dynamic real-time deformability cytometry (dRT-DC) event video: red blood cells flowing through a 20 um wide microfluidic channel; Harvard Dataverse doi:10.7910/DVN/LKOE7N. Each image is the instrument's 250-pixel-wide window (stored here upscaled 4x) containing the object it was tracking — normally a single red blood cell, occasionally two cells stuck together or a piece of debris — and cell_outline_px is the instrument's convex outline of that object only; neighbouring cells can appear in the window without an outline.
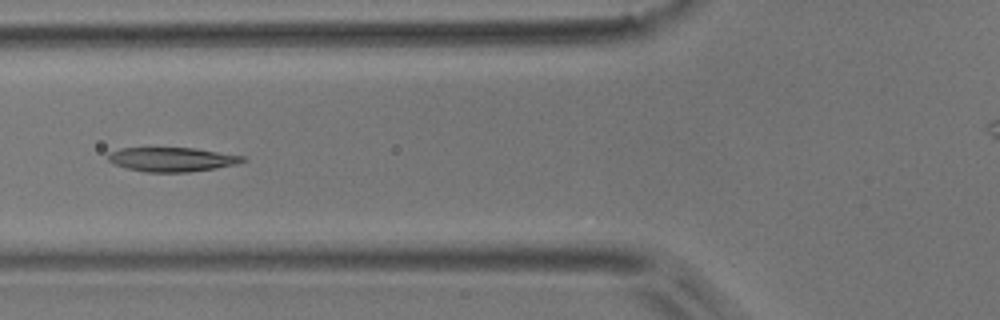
{"species": "common noctule bat (a hibernating species)", "species_latin": "Nyctalus noctula", "temperature_condition": "room temperature", "stored_images_in_passage": 13, "camera_frame_rate_fps": 3000, "um_per_image_px": 0.085, "animal": {"sex": "male", "body_mass_g": 17.9}, "frame": {"image": 1, "passage_image": 4, "time_ms": 1.0, "image_size_px": [1000, 320], "cell_outline_px": [[248, 160], [236, 164], [216, 168], [188, 172], [144, 172], [112, 164], [108, 160], [108, 152], [120, 148], [196, 148], [244, 156]], "centroid_in_image_um": [14.61, 13.55], "position_along_channel_um": 111.2, "area_um2": 19.07}}
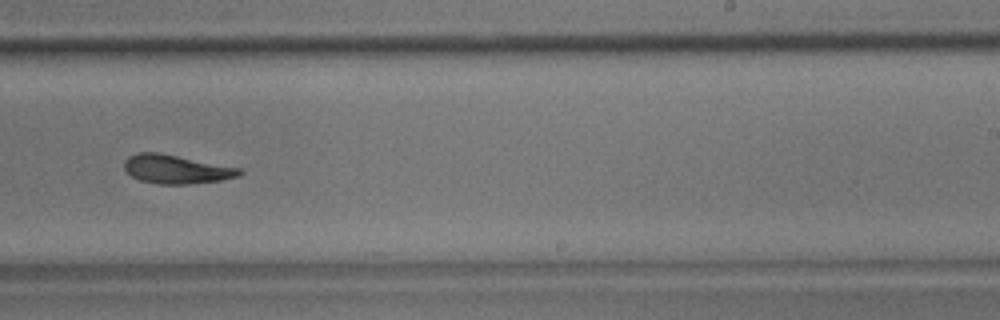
{"frame": {"image": 2, "passage_image": 8, "time_ms": 2.333, "image_size_px": [1000, 320], "cell_outline_px": [[244, 172], [240, 176], [220, 180], [188, 184], [160, 184], [140, 180], [132, 176], [124, 168], [124, 160], [128, 156], [136, 152], [160, 152], [240, 168]], "centroid_in_image_um": [14.97, 14.37], "position_along_channel_um": 274.0, "area_um2": 19.36}}
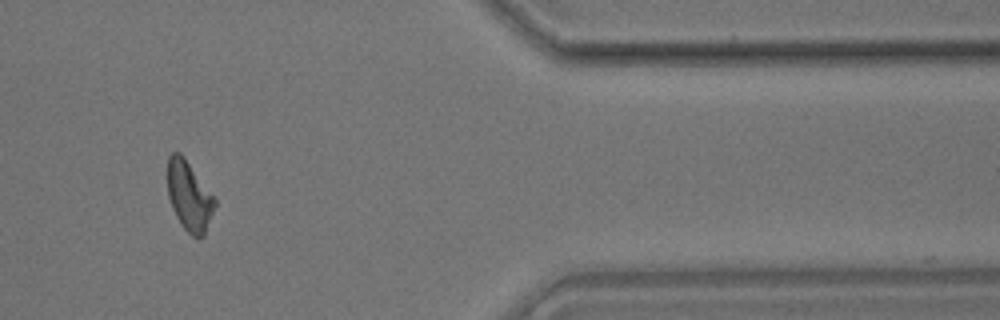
{"frame": {"image": 3, "passage_image": 11, "time_ms": 3.333, "image_size_px": [1000, 320], "cell_outline_px": [[216, 204], [204, 236], [200, 240], [196, 240], [184, 228], [176, 216], [172, 208], [168, 196], [168, 156], [172, 152], [180, 152], [184, 156], [216, 200]], "centroid_in_image_um": [16.08, 16.69], "position_along_channel_um": 395.3, "area_um2": 19.13}}